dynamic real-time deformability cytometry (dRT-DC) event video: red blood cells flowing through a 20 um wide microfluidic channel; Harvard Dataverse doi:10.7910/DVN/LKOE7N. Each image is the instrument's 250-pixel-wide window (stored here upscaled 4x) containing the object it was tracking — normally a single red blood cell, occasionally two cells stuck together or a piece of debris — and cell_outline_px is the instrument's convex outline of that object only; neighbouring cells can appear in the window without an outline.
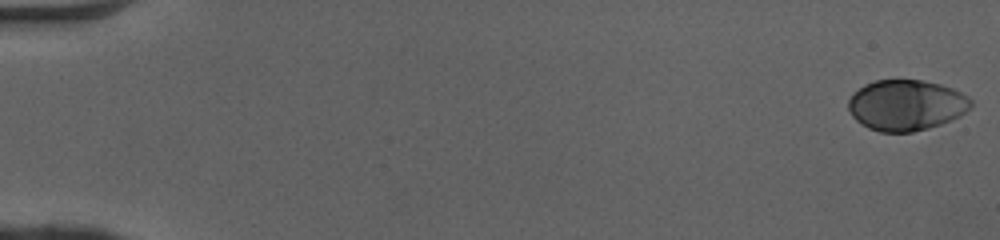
{"species": "human", "species_latin": "Homo sapiens", "temperature_condition": "cold", "stored_images_in_passage": 26, "camera_frame_rate_fps": 3000, "um_per_image_px": 0.085, "donor": {"sex": "female"}, "frame": {"image": 1, "passage_image": 1, "time_ms": 0.0, "image_size_px": [1000, 240], "cell_outline_px": [[972, 108], [960, 116], [952, 120], [928, 128], [912, 132], [880, 132], [868, 128], [856, 120], [852, 116], [848, 108], [848, 100], [864, 84], [876, 80], [920, 80], [940, 84], [952, 88], [968, 96], [972, 100]], "centroid_in_image_um": [77.05, 8.94], "position_along_channel_um": 7.9, "area_um2": 36.3}}
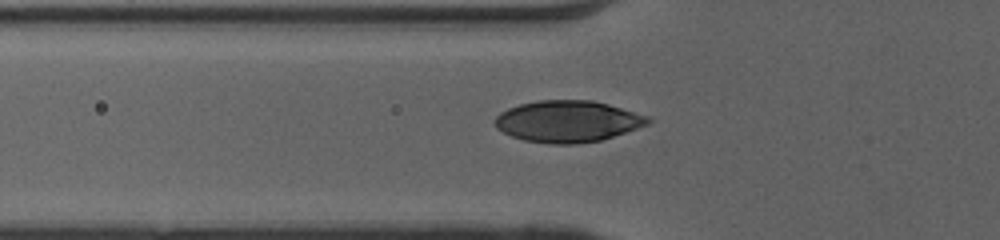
{"frame": {"image": 2, "passage_image": 19, "time_ms": 6.0, "image_size_px": [1000, 240], "cell_outline_px": [[652, 120], [648, 124], [600, 140], [576, 144], [548, 144], [524, 140], [512, 136], [496, 128], [492, 120], [500, 112], [508, 108], [520, 104], [540, 100], [592, 100], [608, 104], [648, 116]], "centroid_in_image_um": [48.21, 10.31], "position_along_channel_um": 77.6, "area_um2": 36.93}}
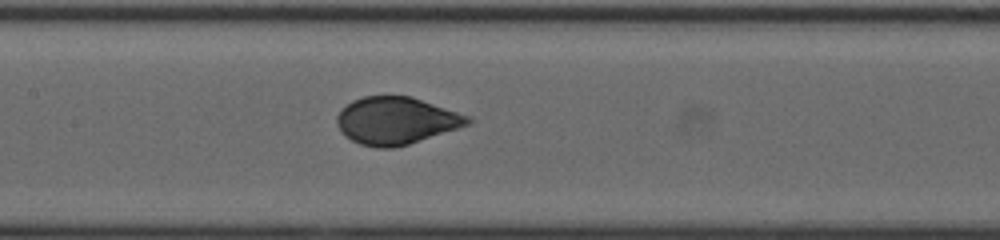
{"frame": {"image": 3, "passage_image": 26, "time_ms": 8.333, "image_size_px": [1000, 240], "cell_outline_px": [[472, 124], [408, 144], [392, 148], [376, 148], [360, 144], [344, 136], [336, 124], [336, 116], [352, 100], [364, 96], [412, 96], [472, 116]], "centroid_in_image_um": [33.71, 10.25], "position_along_channel_um": 173.7, "area_um2": 36.3}}